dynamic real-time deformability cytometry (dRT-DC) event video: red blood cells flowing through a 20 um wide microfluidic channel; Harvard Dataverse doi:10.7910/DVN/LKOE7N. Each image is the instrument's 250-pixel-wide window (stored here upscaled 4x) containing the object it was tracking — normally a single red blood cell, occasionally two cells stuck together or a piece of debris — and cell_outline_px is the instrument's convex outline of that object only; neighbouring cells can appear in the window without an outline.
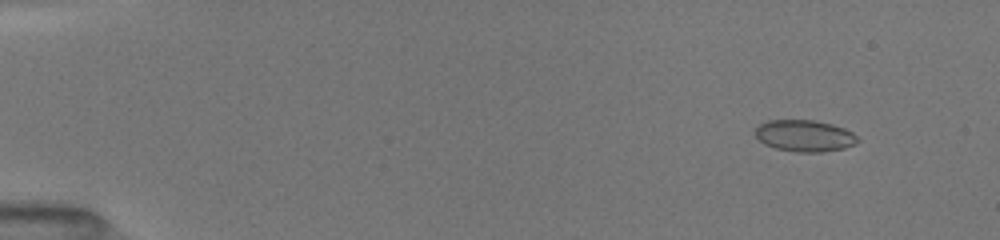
{"species": "common noctule bat (a hibernating species)", "species_latin": "Nyctalus noctula", "temperature_condition": "room temperature", "stored_images_in_passage": 22, "camera_frame_rate_fps": 3000, "um_per_image_px": 0.085, "animal": {"sex": "female", "body_mass_g": 19.5, "forearm_length_mm": 54.1}, "frame": {"image": 1, "passage_image": 4, "time_ms": 1.333, "image_size_px": [1000, 240], "cell_outline_px": [[860, 140], [856, 144], [844, 148], [820, 152], [796, 152], [776, 148], [764, 144], [756, 136], [756, 128], [760, 124], [768, 120], [816, 120], [832, 124], [844, 128], [852, 132]], "centroid_in_image_um": [68.41, 11.54], "position_along_channel_um": 16.6, "area_um2": 18.84}}
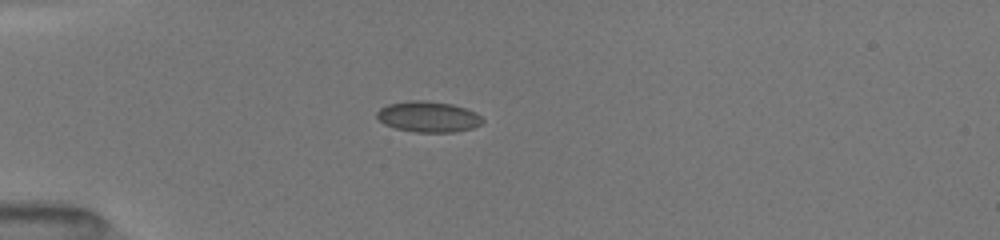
{"frame": {"image": 2, "passage_image": 16, "time_ms": 4.667, "image_size_px": [1000, 240], "cell_outline_px": [[484, 120], [480, 124], [472, 128], [456, 132], [416, 132], [396, 128], [384, 124], [376, 116], [376, 112], [380, 108], [388, 104], [408, 100], [424, 100], [452, 104], [476, 112]], "centroid_in_image_um": [36.39, 9.92], "position_along_channel_um": 48.6, "area_um2": 18.96}}